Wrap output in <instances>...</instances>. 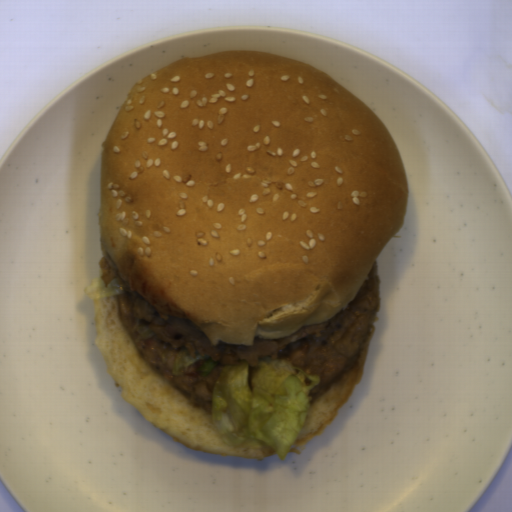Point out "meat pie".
Instances as JSON below:
<instances>
[{
  "label": "meat pie",
  "instance_id": "b5893723",
  "mask_svg": "<svg viewBox=\"0 0 512 512\" xmlns=\"http://www.w3.org/2000/svg\"><path fill=\"white\" fill-rule=\"evenodd\" d=\"M98 264L103 286L107 289L116 278L123 290L116 295L117 312L138 354L156 374L182 392L191 407L204 408L209 415L214 385L224 366H240L239 361H246L256 368L260 357L289 358L293 367L311 376L319 375V385L308 394L312 406L356 364L373 338L382 303L375 259L353 300L332 319L304 325L281 339L256 337L248 346L220 340L211 345L196 324L163 312L130 290L109 254Z\"/></svg>",
  "mask_w": 512,
  "mask_h": 512
}]
</instances>
